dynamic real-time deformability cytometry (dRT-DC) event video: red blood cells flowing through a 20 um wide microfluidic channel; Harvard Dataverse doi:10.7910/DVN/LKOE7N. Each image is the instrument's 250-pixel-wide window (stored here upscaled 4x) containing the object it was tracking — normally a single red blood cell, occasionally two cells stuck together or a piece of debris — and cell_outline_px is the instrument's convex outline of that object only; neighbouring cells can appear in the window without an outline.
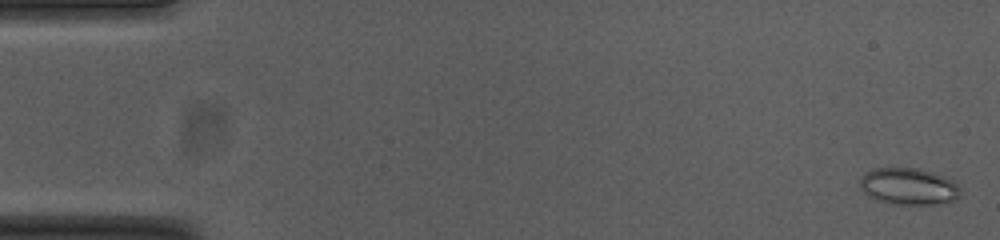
{"species": "common noctule bat (a hibernating species)", "species_latin": "Nyctalus noctula", "temperature_condition": "cold", "stored_images_in_passage": 55, "camera_frame_rate_fps": 3000, "um_per_image_px": 0.085, "animal": {"sex": "female", "body_mass_g": 23.0, "forearm_length_mm": 53.4}, "frame": {"image": 1, "passage_image": 2, "time_ms": 0.333, "image_size_px": [1000, 240], "cell_outline_px": [[960, 196], [956, 200], [944, 204], [892, 204], [880, 200], [864, 192], [860, 188], [860, 176], [864, 172], [872, 168], [920, 168], [956, 180], [960, 188]], "centroid_in_image_um": [77.28, 15.83], "position_along_channel_um": 7.7, "area_um2": 21.85}}
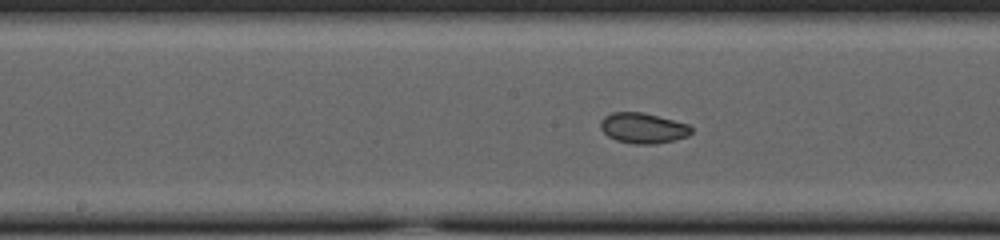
{"frame": {"image": 2, "passage_image": 28, "time_ms": 9.0, "image_size_px": [1000, 240], "cell_outline_px": [[692, 132], [688, 136], [656, 144], [632, 144], [616, 140], [608, 136], [600, 128], [600, 120], [604, 116], [612, 112], [644, 112], [688, 124], [692, 128]], "centroid_in_image_um": [54.63, 10.88], "position_along_channel_um": 193.6, "area_um2": 16.18}}
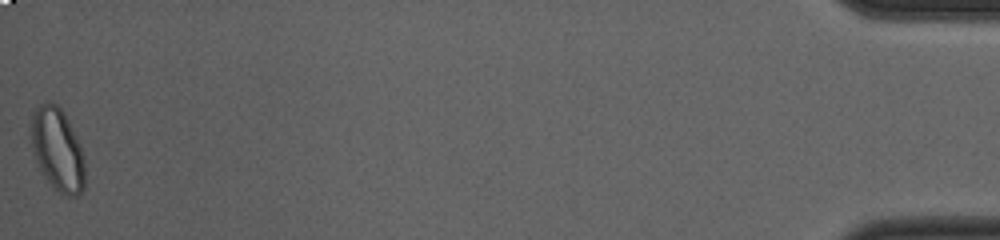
{"frame": {"image": 3, "passage_image": 55, "time_ms": 18.0, "image_size_px": [1000, 240], "cell_outline_px": [[84, 188], [80, 196], [68, 196], [60, 192], [44, 176], [32, 152], [32, 112], [40, 104], [56, 104], [64, 112], [80, 144], [84, 160]], "centroid_in_image_um": [4.9, 12.73], "position_along_channel_um": 430.3, "area_um2": 25.55}, "authors_computed_cell_mechanics": {"area_um2": 18.496, "velocity_mm_per_s": 3.7442, "shape_relaxation_time_tau1_ms": 3.1459, "shape_relaxation_time_tau2_ms": 2.733, "deformation_change_tau1": 0.0784, "deformation_change_tau2": 0.0626}}